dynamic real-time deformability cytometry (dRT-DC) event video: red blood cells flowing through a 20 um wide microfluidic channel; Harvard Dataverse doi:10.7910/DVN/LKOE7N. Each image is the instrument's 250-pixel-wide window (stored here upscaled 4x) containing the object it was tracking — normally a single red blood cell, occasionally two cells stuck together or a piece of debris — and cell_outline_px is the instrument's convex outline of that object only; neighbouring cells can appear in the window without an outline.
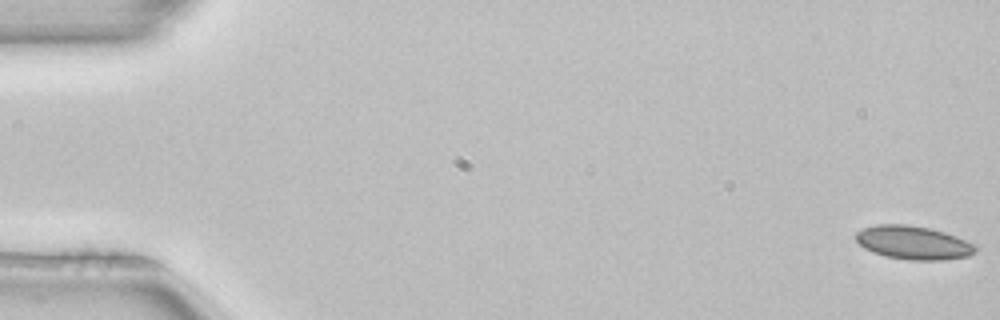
{"species": "common noctule bat (a hibernating species)", "species_latin": "Nyctalus noctula", "temperature_condition": "room temperature", "stored_images_in_passage": 52, "camera_frame_rate_fps": 3000, "um_per_image_px": 0.085, "animal": {"sex": "female", "body_mass_g": 22.7, "forearm_length_mm": 54.2}, "frame": {"image": 1, "passage_image": 1, "time_ms": 0.0, "image_size_px": [1000, 320], "cell_outline_px": [[980, 248], [976, 252], [968, 256], [940, 260], [908, 260], [884, 256], [872, 252], [864, 248], [856, 240], [856, 232], [864, 228], [876, 224], [908, 224], [928, 228], [944, 232], [956, 236], [976, 244]], "centroid_in_image_um": [77.65, 20.63], "position_along_channel_um": 7.3, "area_um2": 23.52}}
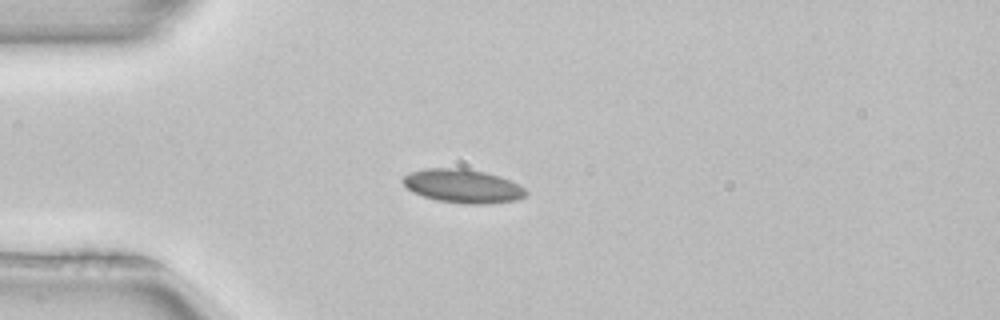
{"frame": {"image": 2, "passage_image": 14, "time_ms": 4.333, "image_size_px": [1000, 320], "cell_outline_px": [[528, 192], [524, 196], [516, 200], [488, 204], [464, 204], [436, 200], [412, 192], [400, 180], [404, 176], [412, 172], [424, 168], [464, 168], [484, 172], [508, 180], [524, 188]], "centroid_in_image_um": [39.3, 15.82], "position_along_channel_um": 45.7, "area_um2": 23.93}}
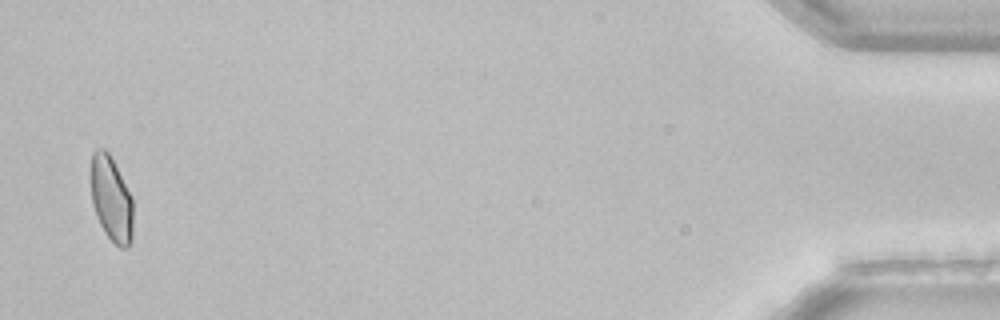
{"frame": {"image": 3, "passage_image": 51, "time_ms": 16.667, "image_size_px": [1000, 320], "cell_outline_px": [[132, 240], [128, 248], [120, 248], [104, 232], [96, 216], [92, 204], [92, 152], [96, 148], [104, 148], [108, 152], [132, 196]], "centroid_in_image_um": [9.47, 16.94], "position_along_channel_um": 425.7, "area_um2": 20.75}, "authors_computed_cell_mechanics": {"area_um2": 22.3397, "velocity_mm_per_s": 3.9699, "shape_relaxation_time_tau1_ms": null, "shape_relaxation_time_tau2_ms": 1.5953, "deformation_change_tau1": null, "deformation_change_tau2": 0.0591}}